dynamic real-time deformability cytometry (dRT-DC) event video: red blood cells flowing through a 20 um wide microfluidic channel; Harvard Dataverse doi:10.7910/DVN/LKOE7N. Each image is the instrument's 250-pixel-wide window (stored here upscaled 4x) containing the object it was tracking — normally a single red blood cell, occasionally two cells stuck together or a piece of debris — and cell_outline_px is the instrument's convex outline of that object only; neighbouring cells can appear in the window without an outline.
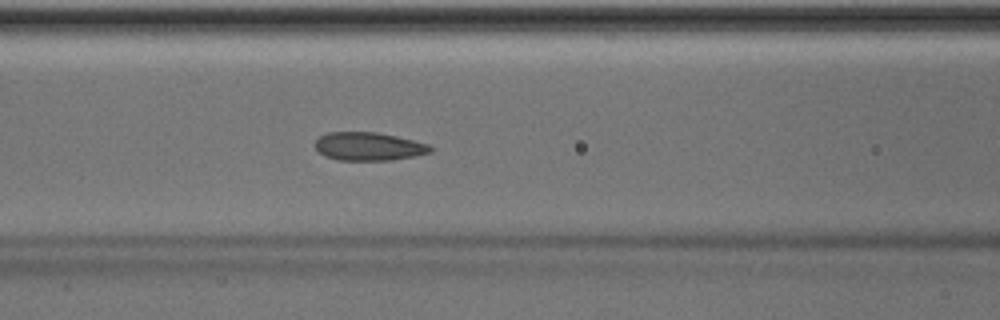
{"species": "Egyptian fruit bat (a non-hibernating species)", "species_latin": "Rousettus aegyptiacus", "temperature_condition": "room temperature", "stored_images_in_passage": 51, "camera_frame_rate_fps": 3000, "um_per_image_px": 0.085, "animal": {"sex": "male"}, "frame": {"image": 1, "passage_image": 22, "time_ms": 7.0, "image_size_px": [1000, 320], "cell_outline_px": [[432, 152], [416, 156], [392, 160], [336, 160], [324, 156], [316, 148], [316, 140], [320, 136], [328, 132], [376, 132], [396, 136], [432, 144]], "centroid_in_image_um": [31.38, 12.45], "position_along_channel_um": 135.2, "area_um2": 19.13}, "authors_computed_cell_mechanics": {"area_um2": 19.2474, "velocity_mm_per_s": 4.0035, "shape_relaxation_time_tau1_ms": 6.0216, "shape_relaxation_time_tau2_ms": 1.5502, "deformation_change_tau1": 0.0986, "deformation_change_tau2": 0.057}}